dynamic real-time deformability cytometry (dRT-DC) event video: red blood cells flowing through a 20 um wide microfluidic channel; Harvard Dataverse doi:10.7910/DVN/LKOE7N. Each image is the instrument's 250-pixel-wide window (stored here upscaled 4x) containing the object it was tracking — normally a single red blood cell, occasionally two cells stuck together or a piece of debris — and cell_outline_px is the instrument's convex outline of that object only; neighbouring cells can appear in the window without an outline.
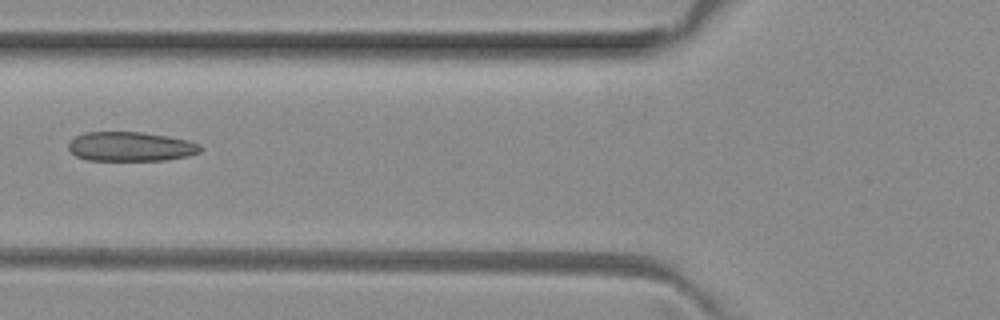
{"species": "common noctule bat (a hibernating species)", "species_latin": "Nyctalus noctula", "temperature_condition": "room temperature", "stored_images_in_passage": 8, "camera_frame_rate_fps": 3000, "um_per_image_px": 0.085, "animal": {"sex": "female", "body_mass_g": 29.2, "forearm_length_mm": 56.3}, "frame": {"image": 1, "passage_image": 6, "time_ms": 1.667, "image_size_px": [1000, 320], "cell_outline_px": [[204, 148], [200, 152], [188, 156], [164, 160], [84, 160], [76, 156], [68, 148], [68, 144], [76, 136], [84, 132], [140, 132], [188, 140], [200, 144]], "centroid_in_image_um": [11.11, 12.46], "position_along_channel_um": 114.7, "area_um2": 22.54}}
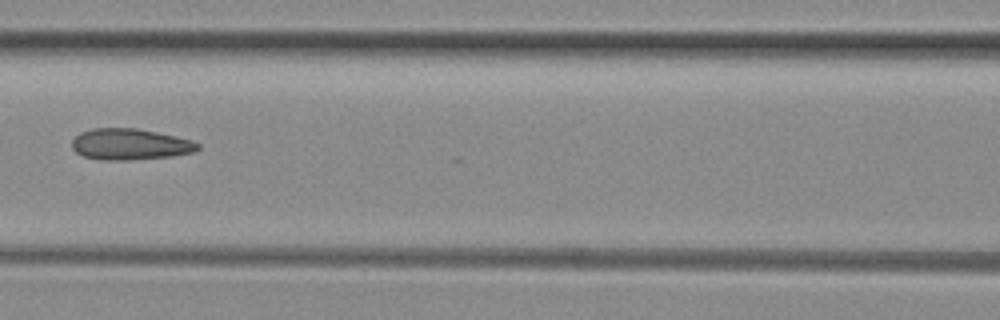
{"frame": {"image": 2, "passage_image": 7, "time_ms": 2.0, "image_size_px": [1000, 320], "cell_outline_px": [[200, 148], [196, 152], [172, 156], [128, 160], [104, 160], [84, 156], [76, 152], [72, 148], [72, 140], [80, 132], [92, 128], [136, 128], [176, 136], [192, 140], [200, 144]], "centroid_in_image_um": [11.08, 12.26], "position_along_channel_um": 155.5, "area_um2": 22.95}}